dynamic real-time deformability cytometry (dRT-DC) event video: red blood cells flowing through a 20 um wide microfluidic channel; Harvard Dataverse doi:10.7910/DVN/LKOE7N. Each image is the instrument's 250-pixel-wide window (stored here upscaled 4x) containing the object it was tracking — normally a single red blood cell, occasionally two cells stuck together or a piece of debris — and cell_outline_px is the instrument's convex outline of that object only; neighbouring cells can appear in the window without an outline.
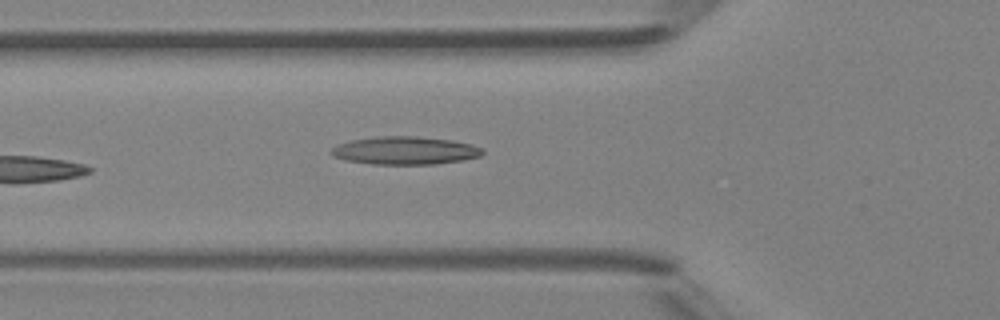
{"species": "Egyptian fruit bat (a non-hibernating species)", "species_latin": "Rousettus aegyptiacus", "temperature_condition": "room temperature", "stored_images_in_passage": 5, "camera_frame_rate_fps": 3000, "um_per_image_px": 0.085, "animal": {"sex": "female"}, "frame": {"image": 1, "passage_image": 5, "time_ms": 5.667, "image_size_px": [1000, 320], "cell_outline_px": [[484, 152], [480, 156], [464, 160], [436, 164], [372, 164], [344, 160], [332, 156], [328, 152], [336, 144], [352, 140], [376, 136], [416, 136], [452, 140], [472, 144], [484, 148]], "centroid_in_image_um": [34.42, 12.79], "position_along_channel_um": 91.4, "area_um2": 24.97}}